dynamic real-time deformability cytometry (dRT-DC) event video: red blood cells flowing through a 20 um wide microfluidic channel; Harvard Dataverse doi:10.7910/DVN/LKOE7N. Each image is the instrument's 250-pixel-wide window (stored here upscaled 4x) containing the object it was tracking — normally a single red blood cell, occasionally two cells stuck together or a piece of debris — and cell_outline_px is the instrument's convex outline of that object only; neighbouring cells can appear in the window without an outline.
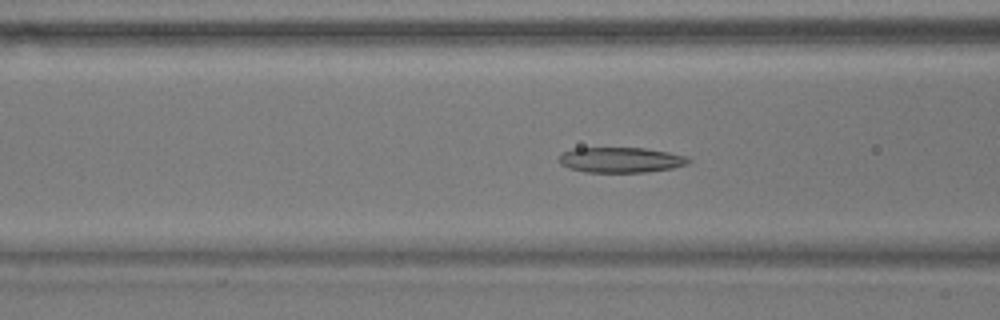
{"species": "common noctule bat (a hibernating species)", "species_latin": "Nyctalus noctula", "temperature_condition": "warm", "stored_images_in_passage": 29, "camera_frame_rate_fps": 3000, "um_per_image_px": 0.085, "animal": {"sex": "male", "body_mass_g": 17.9}, "frame": {"image": 1, "passage_image": 20, "time_ms": 6.333, "image_size_px": [1000, 320], "cell_outline_px": [[692, 160], [688, 164], [672, 168], [644, 172], [584, 172], [568, 168], [560, 164], [556, 160], [556, 156], [560, 152], [572, 148], [644, 148], [668, 152], [688, 156]], "centroid_in_image_um": [52.69, 13.59], "position_along_channel_um": 113.9, "area_um2": 19.48}}